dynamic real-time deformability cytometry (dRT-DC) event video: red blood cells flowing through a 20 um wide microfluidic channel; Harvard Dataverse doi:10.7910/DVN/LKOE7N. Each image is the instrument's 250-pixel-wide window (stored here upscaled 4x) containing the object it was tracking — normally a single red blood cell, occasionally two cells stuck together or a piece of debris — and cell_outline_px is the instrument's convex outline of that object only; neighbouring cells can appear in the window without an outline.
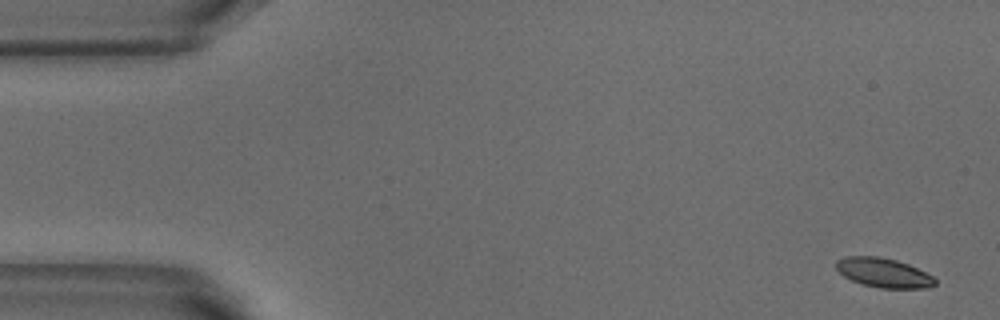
{"species": "common noctule bat (a hibernating species)", "species_latin": "Nyctalus noctula", "temperature_condition": "warm", "stored_images_in_passage": 6, "camera_frame_rate_fps": 3000, "um_per_image_px": 0.085, "animal": {"sex": "male", "body_mass_g": 18.8}, "frame": {"image": 1, "passage_image": 1, "time_ms": 0.0, "image_size_px": [1000, 320], "cell_outline_px": [[936, 284], [928, 288], [880, 288], [864, 284], [852, 280], [844, 276], [836, 268], [836, 260], [844, 256], [880, 256], [896, 260], [908, 264], [932, 276], [936, 280]], "centroid_in_image_um": [75.09, 23.17], "position_along_channel_um": 9.9, "area_um2": 16.82}}
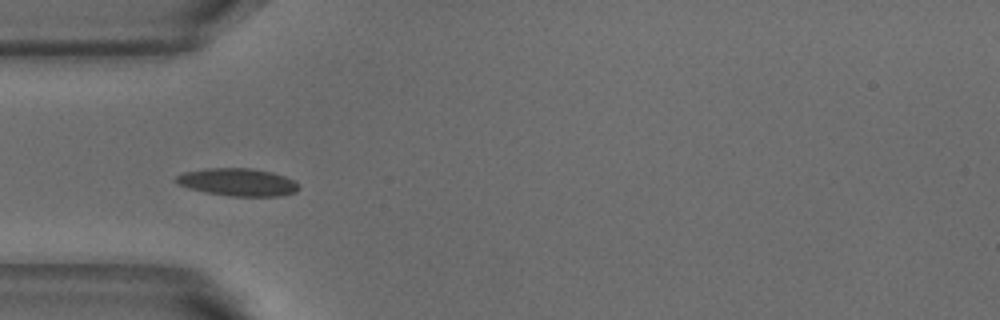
{"frame": {"image": 2, "passage_image": 4, "time_ms": 1.0, "image_size_px": [1000, 320], "cell_outline_px": [[300, 188], [296, 192], [280, 196], [228, 196], [188, 188], [176, 184], [172, 180], [176, 176], [184, 172], [204, 168], [248, 168], [272, 172], [284, 176], [300, 184]], "centroid_in_image_um": [20.18, 15.48], "position_along_channel_um": 64.8, "area_um2": 19.88}}
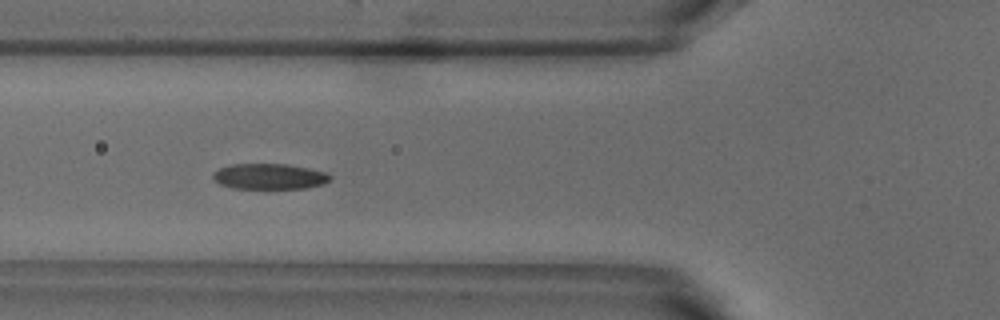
{"frame": {"image": 3, "passage_image": 5, "time_ms": 1.333, "image_size_px": [1000, 320], "cell_outline_px": [[332, 176], [324, 184], [304, 188], [232, 188], [220, 184], [212, 176], [212, 172], [220, 168], [232, 164], [288, 164], [328, 172]], "centroid_in_image_um": [22.91, 14.99], "position_along_channel_um": 102.9, "area_um2": 17.46}}